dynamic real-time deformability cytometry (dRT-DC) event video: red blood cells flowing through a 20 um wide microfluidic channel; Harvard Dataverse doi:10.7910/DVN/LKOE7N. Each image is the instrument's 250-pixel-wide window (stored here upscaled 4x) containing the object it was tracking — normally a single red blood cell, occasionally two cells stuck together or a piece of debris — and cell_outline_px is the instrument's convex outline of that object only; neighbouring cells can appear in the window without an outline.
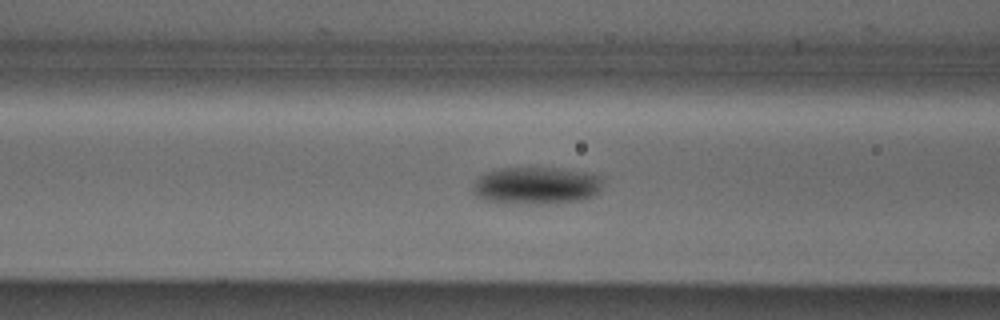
{"species": "Egyptian fruit bat (a non-hibernating species)", "species_latin": "Rousettus aegyptiacus", "temperature_condition": "cold", "stored_images_in_passage": 32, "camera_frame_rate_fps": 3000, "um_per_image_px": 0.085, "animal": {"sex": "male"}, "frame": {"image": 1, "passage_image": 11, "time_ms": 3.333, "image_size_px": [1000, 320], "cell_outline_px": [[600, 188], [592, 196], [576, 200], [540, 204], [500, 204], [484, 200], [476, 196], [472, 192], [472, 184], [484, 172], [500, 168], [552, 168], [600, 176]], "centroid_in_image_um": [45.42, 15.8], "position_along_channel_um": 121.2, "area_um2": 28.03}}
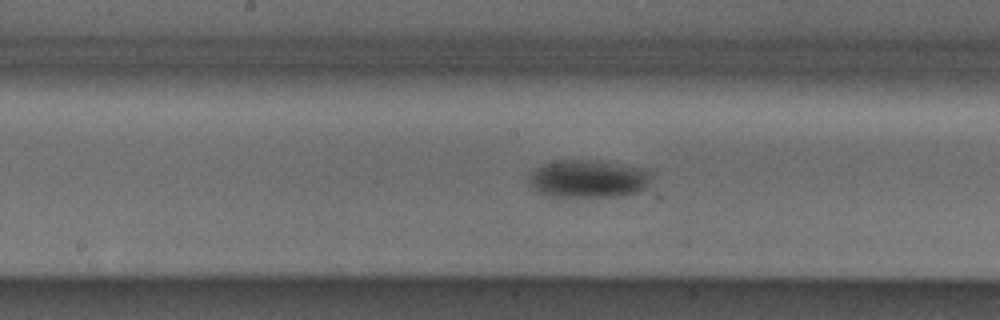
{"frame": {"image": 2, "passage_image": 17, "time_ms": 5.333, "image_size_px": [1000, 320], "cell_outline_px": [[648, 184], [644, 188], [636, 192], [612, 196], [552, 196], [540, 192], [532, 188], [528, 184], [528, 176], [536, 168], [544, 164], [560, 160], [596, 160], [644, 168], [648, 172]], "centroid_in_image_um": [49.94, 15.18], "position_along_channel_um": 198.3, "area_um2": 26.47}}
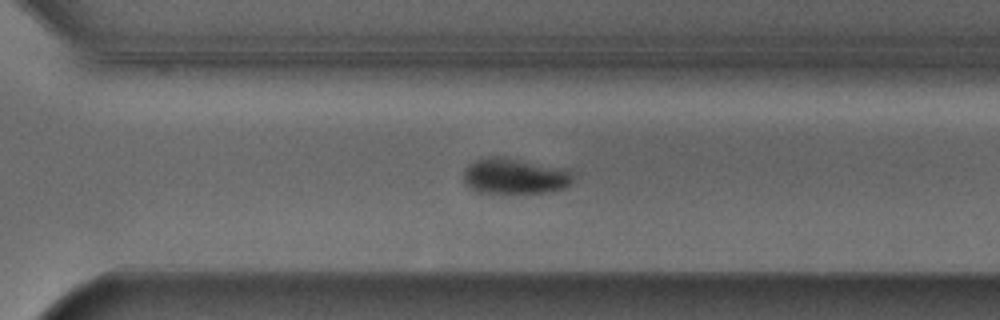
{"frame": {"image": 3, "passage_image": 27, "time_ms": 8.667, "image_size_px": [1000, 320], "cell_outline_px": [[572, 180], [564, 188], [544, 192], [480, 192], [464, 184], [464, 168], [472, 160], [488, 156], [500, 156], [568, 168], [572, 176]], "centroid_in_image_um": [43.72, 14.93], "position_along_channel_um": 326.9, "area_um2": 22.77}, "authors_computed_cell_mechanics": {"area_um2": 27.3394, "velocity_mm_per_s": 3.8574, "shape_relaxation_time_tau1_ms": 2.2859, "shape_relaxation_time_tau2_ms": null, "deformation_change_tau1": 0.0885, "deformation_change_tau2": null}}